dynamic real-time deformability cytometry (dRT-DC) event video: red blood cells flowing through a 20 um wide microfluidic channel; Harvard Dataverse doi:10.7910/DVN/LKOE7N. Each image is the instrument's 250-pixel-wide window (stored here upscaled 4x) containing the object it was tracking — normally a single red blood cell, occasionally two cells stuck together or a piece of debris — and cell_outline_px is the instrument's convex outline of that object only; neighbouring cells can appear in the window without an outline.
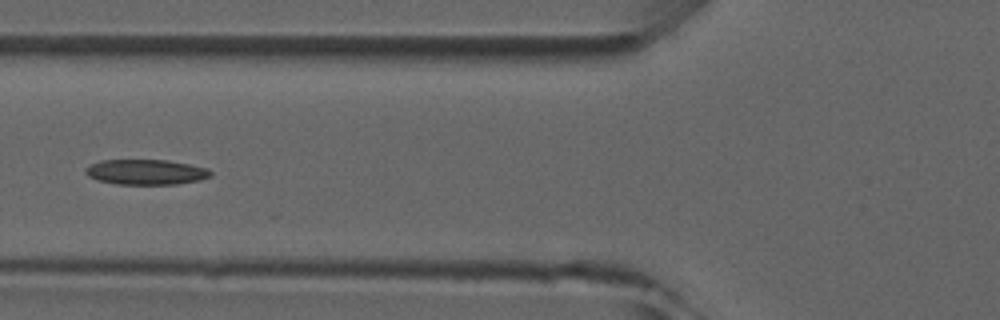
{"species": "common noctule bat (a hibernating species)", "species_latin": "Nyctalus noctula", "temperature_condition": "room temperature", "stored_images_in_passage": 6, "camera_frame_rate_fps": 3000, "um_per_image_px": 0.085, "animal": {"sex": "male", "forearm_length_mm": 52.5}, "frame": {"image": 1, "passage_image": 6, "time_ms": 5.333, "image_size_px": [1000, 320], "cell_outline_px": [[212, 176], [200, 180], [176, 184], [116, 184], [96, 180], [88, 176], [84, 172], [84, 168], [100, 160], [168, 160], [208, 168], [212, 172]], "centroid_in_image_um": [12.4, 14.62], "position_along_channel_um": 113.4, "area_um2": 18.5}}